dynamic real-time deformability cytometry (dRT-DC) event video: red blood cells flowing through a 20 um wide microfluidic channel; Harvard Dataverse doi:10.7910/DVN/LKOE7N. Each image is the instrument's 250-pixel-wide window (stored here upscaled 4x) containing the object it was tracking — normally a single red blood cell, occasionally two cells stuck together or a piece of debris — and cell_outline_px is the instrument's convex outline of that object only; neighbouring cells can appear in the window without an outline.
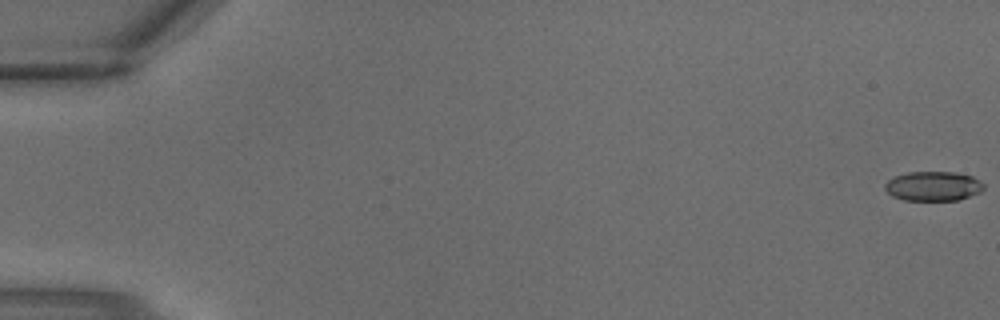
{"species": "common noctule bat (a hibernating species)", "species_latin": "Nyctalus noctula", "temperature_condition": "warm", "stored_images_in_passage": 4, "camera_frame_rate_fps": 3000, "um_per_image_px": 0.085, "animal": {"sex": "male", "body_mass_g": 18.8}, "frame": {"image": 1, "passage_image": 1, "time_ms": 0.0, "image_size_px": [1000, 320], "cell_outline_px": [[984, 188], [980, 192], [956, 200], [904, 200], [892, 196], [884, 188], [884, 184], [888, 180], [896, 176], [908, 172], [952, 172], [972, 176], [980, 180], [984, 184]], "centroid_in_image_um": [79.31, 15.82], "position_along_channel_um": 5.7, "area_um2": 16.88}}
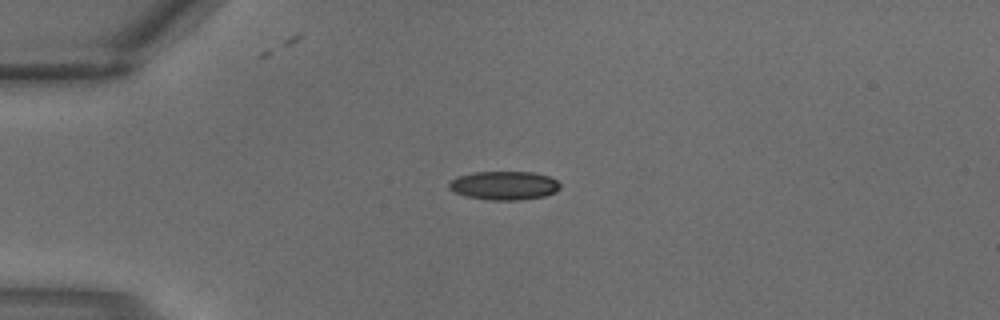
{"frame": {"image": 2, "passage_image": 3, "time_ms": 0.667, "image_size_px": [1000, 320], "cell_outline_px": [[560, 188], [556, 192], [544, 196], [520, 200], [492, 200], [468, 196], [452, 192], [448, 188], [448, 184], [452, 180], [460, 176], [472, 172], [532, 172], [548, 176], [556, 180], [560, 184]], "centroid_in_image_um": [42.86, 15.77], "position_along_channel_um": 42.1, "area_um2": 18.5}}